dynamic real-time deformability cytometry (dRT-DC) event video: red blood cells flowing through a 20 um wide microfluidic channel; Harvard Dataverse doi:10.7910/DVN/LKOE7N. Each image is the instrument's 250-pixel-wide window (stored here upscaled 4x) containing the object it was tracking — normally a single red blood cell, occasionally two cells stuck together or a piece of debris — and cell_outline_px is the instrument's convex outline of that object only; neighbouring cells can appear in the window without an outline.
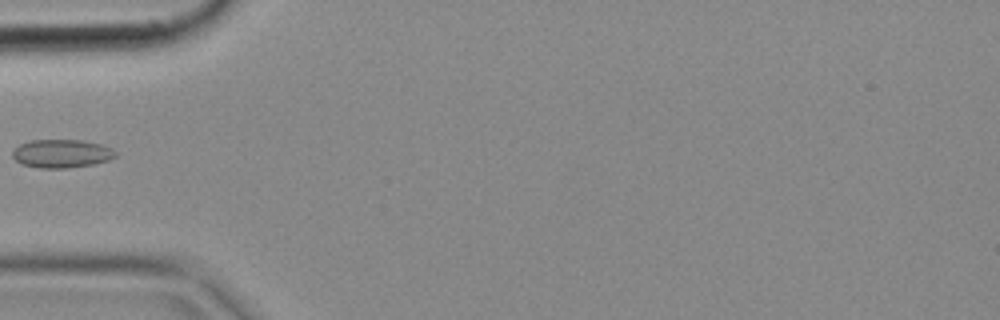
{"species": "common noctule bat (a hibernating species)", "species_latin": "Nyctalus noctula", "temperature_condition": "cold", "stored_images_in_passage": 5, "camera_frame_rate_fps": 3000, "um_per_image_px": 0.085, "animal": {"sex": "female", "body_mass_g": 18.4}, "frame": {"image": 1, "passage_image": 4, "time_ms": 1.0, "image_size_px": [1000, 320], "cell_outline_px": [[116, 156], [108, 160], [92, 164], [68, 168], [40, 168], [20, 164], [12, 156], [12, 148], [20, 144], [32, 140], [84, 140], [100, 144], [112, 148], [116, 152]], "centroid_in_image_um": [5.21, 13.05], "position_along_channel_um": 79.8, "area_um2": 17.11}}
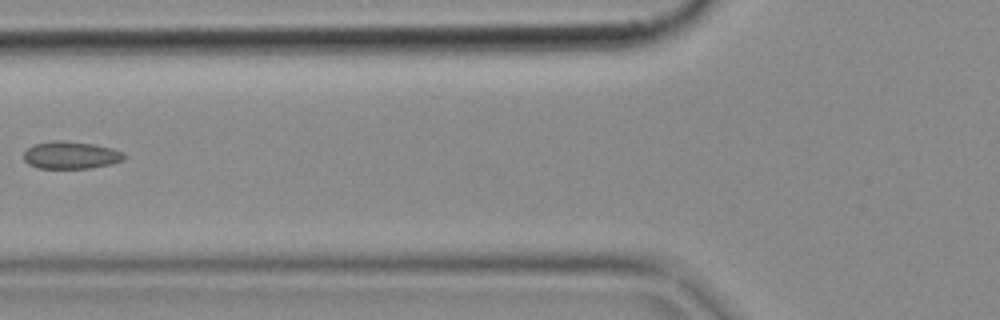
{"frame": {"image": 2, "passage_image": 5, "time_ms": 1.333, "image_size_px": [1000, 320], "cell_outline_px": [[124, 160], [112, 164], [88, 168], [36, 168], [28, 164], [24, 160], [24, 152], [28, 148], [36, 144], [52, 140], [64, 140], [92, 144], [112, 148], [124, 152]], "centroid_in_image_um": [6.02, 13.19], "position_along_channel_um": 119.8, "area_um2": 16.07}}